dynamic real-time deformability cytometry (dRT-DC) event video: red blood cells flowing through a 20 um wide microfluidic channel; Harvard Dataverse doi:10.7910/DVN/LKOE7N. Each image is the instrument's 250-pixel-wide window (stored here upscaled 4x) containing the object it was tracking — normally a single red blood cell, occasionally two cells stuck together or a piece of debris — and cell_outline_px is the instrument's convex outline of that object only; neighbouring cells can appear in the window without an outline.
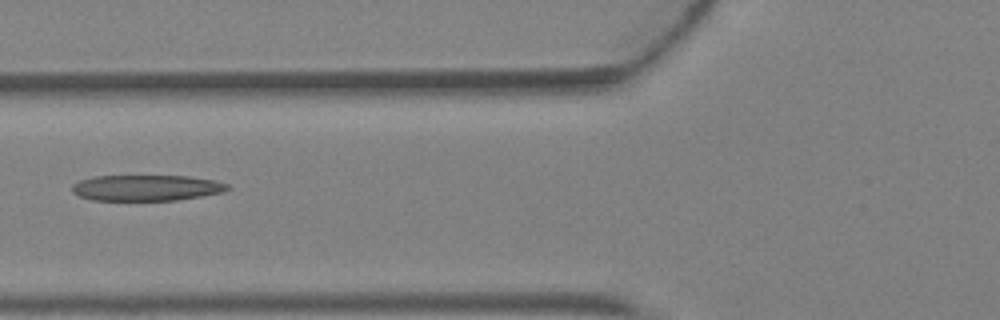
{"species": "Egyptian fruit bat (a non-hibernating species)", "species_latin": "Rousettus aegyptiacus", "temperature_condition": "warm", "stored_images_in_passage": 5, "camera_frame_rate_fps": 3000, "um_per_image_px": 0.085, "animal": {"sex": "female"}, "frame": {"image": 1, "passage_image": 5, "time_ms": 1.333, "image_size_px": [1000, 320], "cell_outline_px": [[232, 188], [224, 192], [176, 200], [92, 200], [80, 196], [72, 192], [72, 184], [80, 180], [96, 176], [188, 176], [216, 180], [228, 184]], "centroid_in_image_um": [12.47, 15.96], "position_along_channel_um": 113.3, "area_um2": 23.47}}